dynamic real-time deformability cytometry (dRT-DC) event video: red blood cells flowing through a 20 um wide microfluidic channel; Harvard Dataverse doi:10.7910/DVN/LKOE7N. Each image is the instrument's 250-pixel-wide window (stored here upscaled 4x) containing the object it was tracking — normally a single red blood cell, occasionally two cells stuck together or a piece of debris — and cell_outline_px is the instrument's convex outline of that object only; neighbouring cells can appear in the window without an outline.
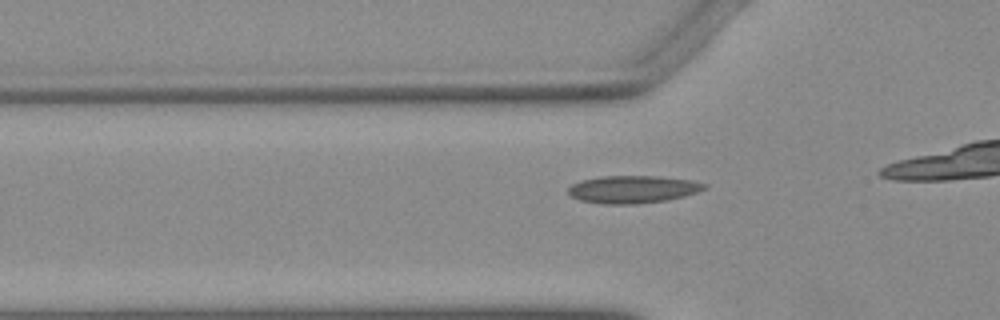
{"species": "Egyptian fruit bat (a non-hibernating species)", "species_latin": "Rousettus aegyptiacus", "temperature_condition": "warm", "stored_images_in_passage": 19, "camera_frame_rate_fps": 3000, "um_per_image_px": 0.085, "animal": {"sex": "female"}, "frame": {"image": 1, "passage_image": 13, "time_ms": 4.0, "image_size_px": [1000, 320], "cell_outline_px": [[708, 188], [684, 196], [668, 200], [636, 204], [604, 204], [580, 200], [572, 196], [568, 192], [568, 188], [572, 184], [580, 180], [600, 176], [660, 176], [692, 180], [708, 184]], "centroid_in_image_um": [53.81, 16.08], "position_along_channel_um": 72.0, "area_um2": 22.02}}
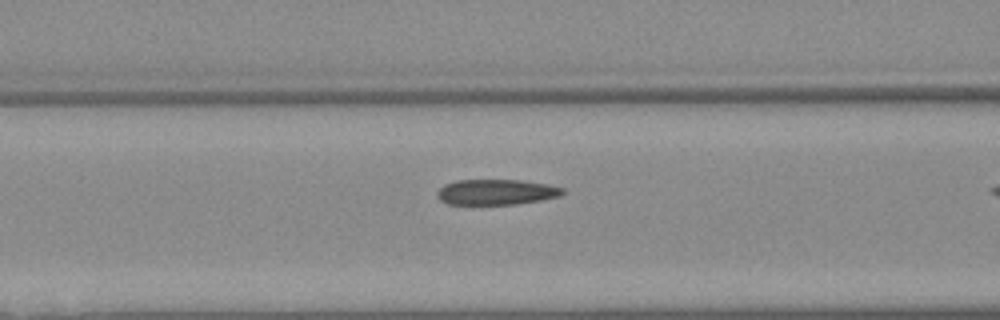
{"frame": {"image": 2, "passage_image": 17, "time_ms": 5.333, "image_size_px": [1000, 320], "cell_outline_px": [[564, 192], [560, 196], [540, 200], [516, 204], [448, 204], [440, 200], [436, 196], [436, 192], [444, 184], [456, 180], [520, 180], [548, 184], [564, 188]], "centroid_in_image_um": [42.16, 16.32], "position_along_channel_um": 124.4, "area_um2": 18.67}}